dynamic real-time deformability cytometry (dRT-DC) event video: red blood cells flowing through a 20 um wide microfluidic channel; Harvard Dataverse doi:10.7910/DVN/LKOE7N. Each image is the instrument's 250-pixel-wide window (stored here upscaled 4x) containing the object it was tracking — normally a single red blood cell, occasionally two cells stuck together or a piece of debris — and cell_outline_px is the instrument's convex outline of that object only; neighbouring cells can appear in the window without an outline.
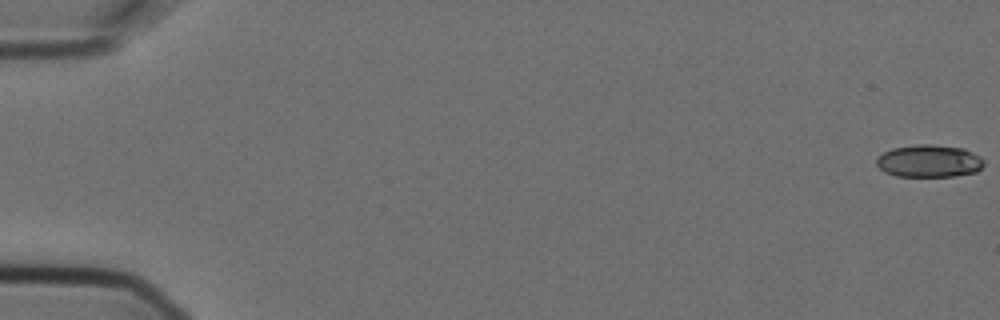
{"species": "Egyptian fruit bat (a non-hibernating species)", "species_latin": "Rousettus aegyptiacus", "temperature_condition": "cold", "stored_images_in_passage": 7, "camera_frame_rate_fps": 3000, "um_per_image_px": 0.085, "animal": {"sex": "female"}, "frame": {"image": 1, "passage_image": 1, "time_ms": 0.0, "image_size_px": [1000, 320], "cell_outline_px": [[984, 164], [976, 172], [956, 176], [896, 176], [884, 172], [876, 164], [876, 160], [884, 152], [892, 148], [920, 144], [932, 144], [964, 148], [984, 160]], "centroid_in_image_um": [78.97, 13.69], "position_along_channel_um": 6.0, "area_um2": 20.23}}
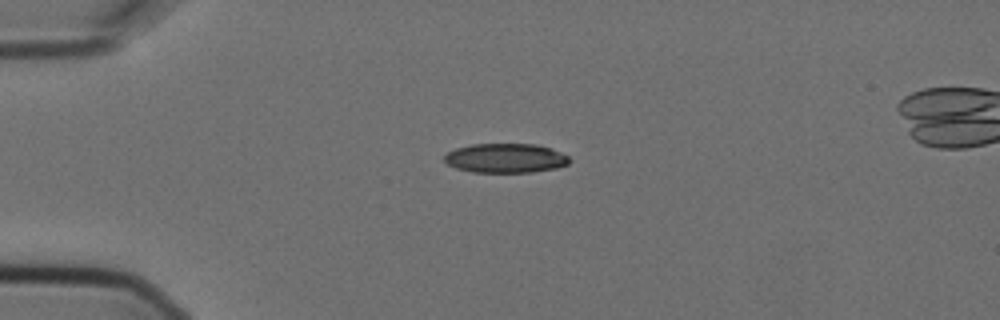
{"frame": {"image": 2, "passage_image": 5, "time_ms": 1.333, "image_size_px": [1000, 320], "cell_outline_px": [[572, 160], [568, 164], [556, 168], [532, 172], [472, 172], [456, 168], [448, 164], [444, 160], [444, 156], [448, 152], [456, 148], [472, 144], [536, 144], [552, 148], [568, 156]], "centroid_in_image_um": [42.99, 13.44], "position_along_channel_um": 42.0, "area_um2": 21.44}}
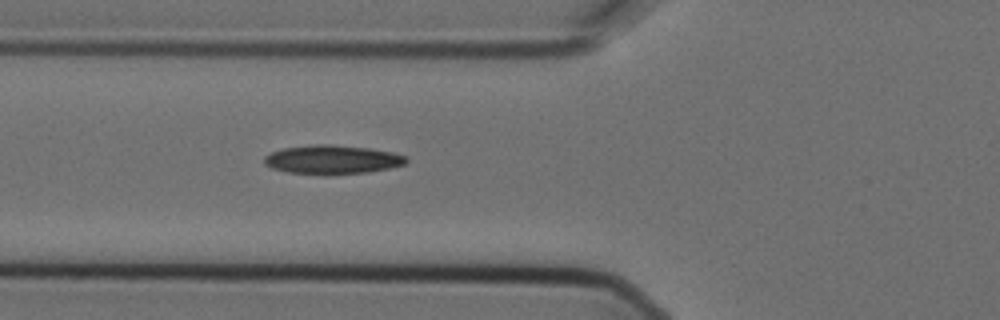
{"frame": {"image": 3, "passage_image": 7, "time_ms": 2.0, "image_size_px": [1000, 320], "cell_outline_px": [[408, 160], [404, 164], [388, 168], [368, 172], [328, 176], [324, 176], [288, 172], [272, 168], [264, 164], [264, 156], [272, 152], [284, 148], [316, 144], [328, 144], [368, 148], [392, 152], [408, 156]], "centroid_in_image_um": [28.24, 13.58], "position_along_channel_um": 97.6, "area_um2": 24.16}}